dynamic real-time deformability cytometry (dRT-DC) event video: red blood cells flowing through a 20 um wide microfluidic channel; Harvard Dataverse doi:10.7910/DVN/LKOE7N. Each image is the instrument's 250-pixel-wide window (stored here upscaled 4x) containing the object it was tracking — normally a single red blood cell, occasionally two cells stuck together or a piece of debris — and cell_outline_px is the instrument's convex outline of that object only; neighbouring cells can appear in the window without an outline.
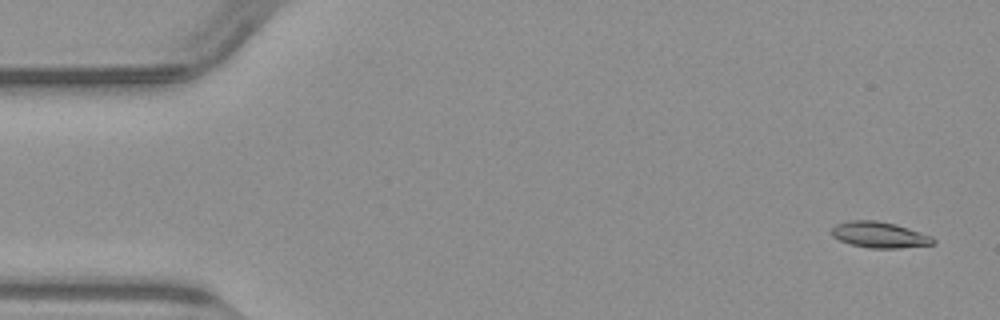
{"species": "common noctule bat (a hibernating species)", "species_latin": "Nyctalus noctula", "temperature_condition": "warm", "stored_images_in_passage": 50, "camera_frame_rate_fps": 3000, "um_per_image_px": 0.085, "animal": {"sex": "male", "body_mass_g": 23.1, "forearm_length_mm": 52.7}, "frame": {"image": 1, "passage_image": 2, "time_ms": 0.333, "image_size_px": [1000, 320], "cell_outline_px": [[936, 244], [900, 248], [868, 248], [852, 244], [840, 240], [832, 236], [832, 228], [836, 224], [852, 220], [876, 220], [896, 224], [932, 236], [936, 240]], "centroid_in_image_um": [74.79, 19.96], "position_along_channel_um": 10.2, "area_um2": 15.37}}
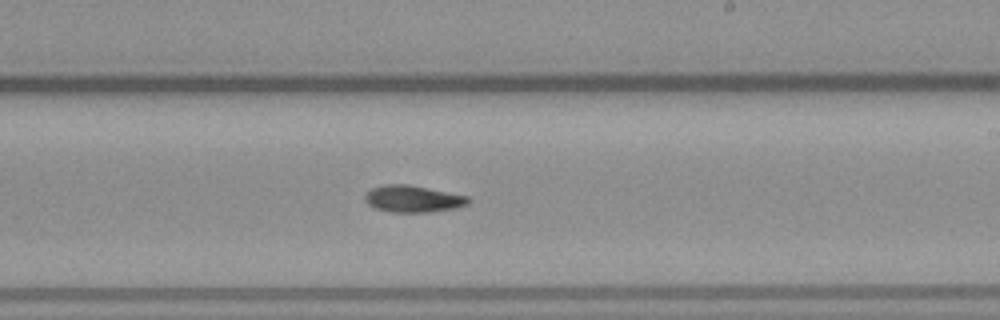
{"frame": {"image": 2, "passage_image": 29, "time_ms": 9.333, "image_size_px": [1000, 320], "cell_outline_px": [[468, 204], [452, 208], [428, 212], [388, 212], [376, 208], [368, 204], [364, 196], [372, 188], [384, 184], [408, 184], [468, 196]], "centroid_in_image_um": [35.06, 16.89], "position_along_channel_um": 253.9, "area_um2": 15.9}}
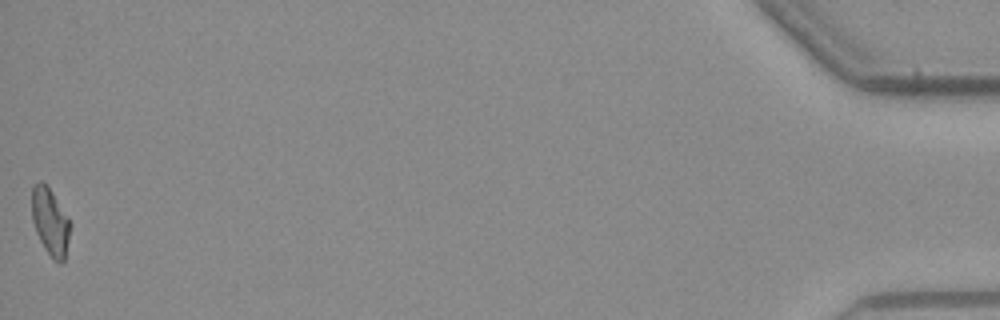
{"frame": {"image": 3, "passage_image": 50, "time_ms": 16.333, "image_size_px": [1000, 320], "cell_outline_px": [[72, 224], [64, 260], [60, 264], [44, 248], [36, 232], [32, 220], [32, 188], [40, 180], [52, 192], [68, 216]], "centroid_in_image_um": [4.29, 18.85], "position_along_channel_um": 430.9, "area_um2": 14.85}}